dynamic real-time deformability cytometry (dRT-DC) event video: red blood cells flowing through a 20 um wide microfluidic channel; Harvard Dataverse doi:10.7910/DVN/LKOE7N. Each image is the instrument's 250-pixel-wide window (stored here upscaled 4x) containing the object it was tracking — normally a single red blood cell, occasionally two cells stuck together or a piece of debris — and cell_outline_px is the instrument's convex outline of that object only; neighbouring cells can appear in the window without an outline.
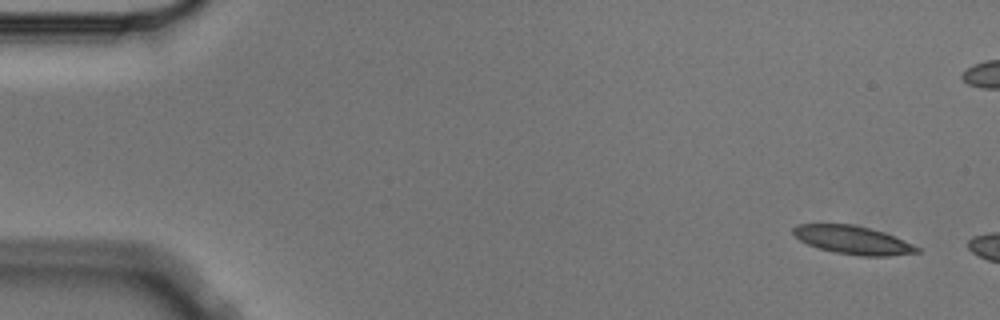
{"species": "Egyptian fruit bat (a non-hibernating species)", "species_latin": "Rousettus aegyptiacus", "temperature_condition": "cold", "stored_images_in_passage": 3, "camera_frame_rate_fps": 3000, "um_per_image_px": 0.085, "animal": {"sex": "male"}, "frame": {"image": 1, "passage_image": 1, "time_ms": 0.0, "image_size_px": [1000, 320], "cell_outline_px": [[920, 252], [888, 256], [860, 256], [832, 252], [808, 244], [800, 240], [792, 232], [792, 228], [796, 224], [852, 224], [872, 228], [884, 232], [904, 240], [920, 248]], "centroid_in_image_um": [72.5, 20.4], "position_along_channel_um": 12.5, "area_um2": 20.46}}